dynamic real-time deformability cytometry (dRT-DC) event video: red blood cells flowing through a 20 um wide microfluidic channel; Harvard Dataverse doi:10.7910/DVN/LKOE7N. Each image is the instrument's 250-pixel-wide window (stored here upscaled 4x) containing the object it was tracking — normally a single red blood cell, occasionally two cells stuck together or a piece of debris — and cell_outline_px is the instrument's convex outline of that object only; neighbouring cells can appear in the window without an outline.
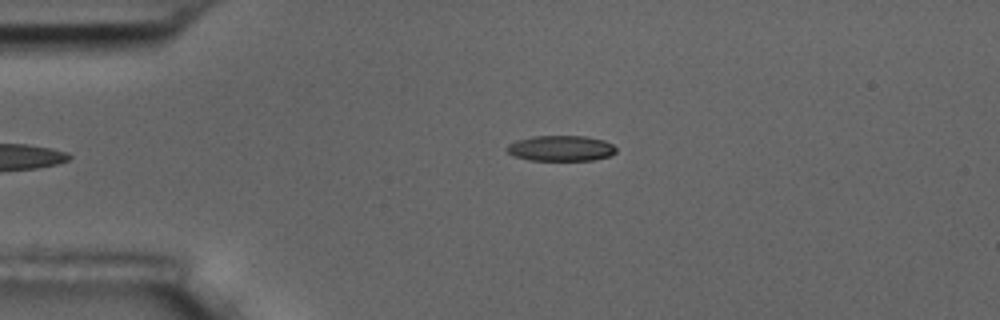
{"species": "common noctule bat (a hibernating species)", "species_latin": "Nyctalus noctula", "temperature_condition": "room temperature", "stored_images_in_passage": 4, "camera_frame_rate_fps": 3000, "um_per_image_px": 0.085, "animal": {"sex": "male", "body_mass_g": 17.5, "forearm_length_mm": 52.3}, "frame": {"image": 1, "passage_image": 4, "time_ms": 4.333, "image_size_px": [1000, 320], "cell_outline_px": [[616, 152], [608, 156], [592, 160], [528, 160], [512, 156], [504, 148], [508, 144], [516, 140], [532, 136], [588, 136], [604, 140], [612, 144], [616, 148]], "centroid_in_image_um": [47.63, 12.6], "position_along_channel_um": 37.4, "area_um2": 16.42}}